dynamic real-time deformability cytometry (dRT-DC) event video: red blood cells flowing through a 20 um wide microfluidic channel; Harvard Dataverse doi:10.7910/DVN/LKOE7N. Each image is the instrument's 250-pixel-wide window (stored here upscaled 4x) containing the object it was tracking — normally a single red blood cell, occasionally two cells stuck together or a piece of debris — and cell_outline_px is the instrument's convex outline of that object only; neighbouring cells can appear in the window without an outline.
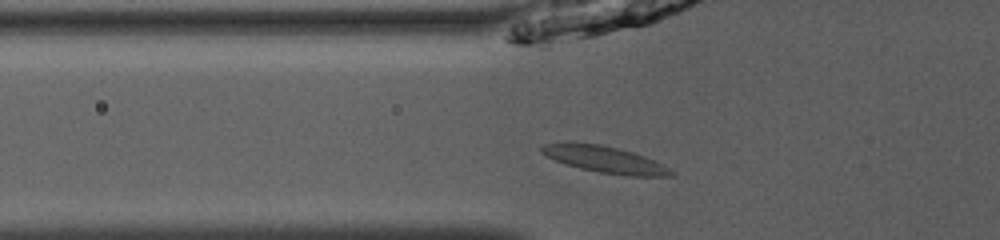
{"species": "common noctule bat (a hibernating species)", "species_latin": "Nyctalus noctula", "temperature_condition": "room temperature", "stored_images_in_passage": 41, "camera_frame_rate_fps": 3000, "um_per_image_px": 0.085, "animal": {"sex": "male", "body_mass_g": 13.0, "forearm_length_mm": 53.1}, "frame": {"image": 1, "passage_image": 9, "time_ms": 2.667, "image_size_px": [1000, 240], "cell_outline_px": [[676, 172], [672, 176], [628, 176], [600, 172], [580, 168], [556, 160], [540, 152], [540, 148], [544, 144], [572, 140], [600, 144], [632, 152], [644, 156], [664, 164]], "centroid_in_image_um": [51.41, 13.53], "position_along_channel_um": 74.4, "area_um2": 20.29}}
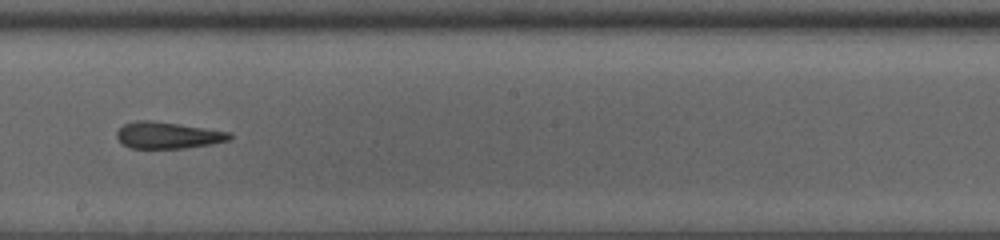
{"frame": {"image": 2, "passage_image": 21, "time_ms": 6.667, "image_size_px": [1000, 240], "cell_outline_px": [[232, 140], [212, 144], [184, 148], [132, 148], [124, 144], [116, 136], [116, 132], [124, 124], [136, 120], [148, 120], [204, 128], [228, 132], [232, 136]], "centroid_in_image_um": [14.27, 11.5], "position_along_channel_um": 233.9, "area_um2": 17.22}}
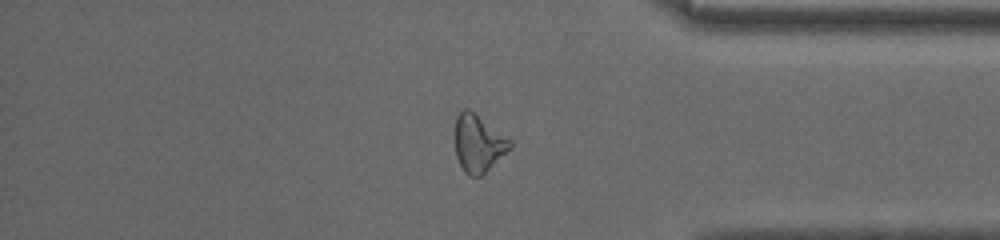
{"frame": {"image": 3, "passage_image": 34, "time_ms": 11.0, "image_size_px": [1000, 240], "cell_outline_px": [[512, 148], [480, 176], [468, 176], [464, 172], [456, 156], [456, 116], [464, 108], [468, 108], [512, 140]], "centroid_in_image_um": [40.67, 12.19], "position_along_channel_um": 394.5, "area_um2": 18.21}, "authors_computed_cell_mechanics": {"area_um2": 18.207, "velocity_mm_per_s": 3.9677, "shape_relaxation_time_tau1_ms": null, "shape_relaxation_time_tau2_ms": 2.6621, "deformation_change_tau1": null, "deformation_change_tau2": 0.118}}